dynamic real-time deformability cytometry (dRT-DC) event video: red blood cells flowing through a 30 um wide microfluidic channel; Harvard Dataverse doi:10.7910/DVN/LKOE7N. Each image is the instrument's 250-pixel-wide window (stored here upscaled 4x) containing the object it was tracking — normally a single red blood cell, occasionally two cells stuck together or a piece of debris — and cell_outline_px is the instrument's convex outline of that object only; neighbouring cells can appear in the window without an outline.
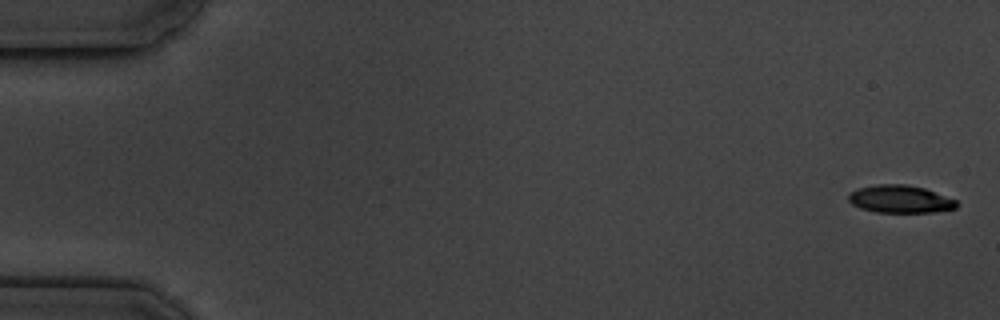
{"species": "common noctule bat (a hibernating species)", "species_latin": "Nyctalus noctula", "temperature_condition": "cold", "stored_images_in_passage": 17, "camera_frame_rate_fps": 3000, "um_per_image_px": 0.085, "animal": {"sex": "male", "body_mass_g": 19.5, "forearm_length_mm": 54.6}, "frame": {"image": 1, "passage_image": 1, "time_ms": 0.0, "image_size_px": [1000, 320], "cell_outline_px": [[960, 204], [956, 208], [932, 212], [876, 212], [860, 208], [852, 204], [848, 200], [848, 192], [856, 188], [876, 184], [904, 184], [924, 188], [956, 200]], "centroid_in_image_um": [76.47, 16.92], "position_along_channel_um": 8.5, "area_um2": 17.51}}
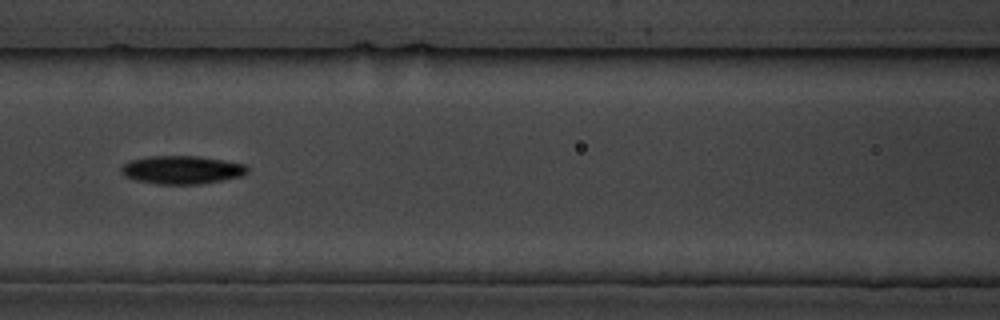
{"frame": {"image": 2, "passage_image": 8, "time_ms": 8.0, "image_size_px": [1000, 320], "cell_outline_px": [[248, 172], [244, 176], [200, 184], [156, 184], [136, 180], [128, 176], [120, 168], [128, 160], [148, 156], [196, 156], [244, 164], [248, 168]], "centroid_in_image_um": [15.47, 14.44], "position_along_channel_um": 151.1, "area_um2": 20.58}}
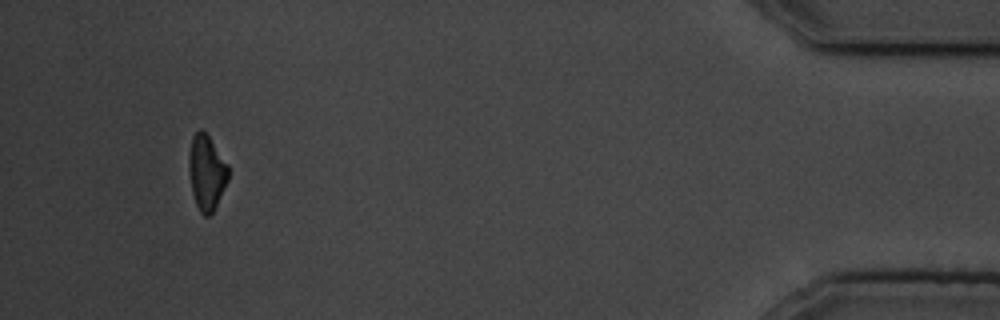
{"frame": {"image": 3, "passage_image": 16, "time_ms": 17.333, "image_size_px": [1000, 320], "cell_outline_px": [[228, 180], [212, 212], [208, 216], [204, 216], [200, 212], [196, 204], [192, 192], [188, 168], [188, 152], [192, 136], [200, 128], [208, 136], [228, 164]], "centroid_in_image_um": [17.53, 14.64], "position_along_channel_um": 417.7, "area_um2": 17.11}, "authors_computed_cell_mechanics": {"area_um2": 18.3226, "velocity_mm_per_s": 3.5692, "shape_relaxation_time_tau1_ms": 1.2522, "shape_relaxation_time_tau2_ms": null, "deformation_change_tau1": 0.0907, "deformation_change_tau2": null}}